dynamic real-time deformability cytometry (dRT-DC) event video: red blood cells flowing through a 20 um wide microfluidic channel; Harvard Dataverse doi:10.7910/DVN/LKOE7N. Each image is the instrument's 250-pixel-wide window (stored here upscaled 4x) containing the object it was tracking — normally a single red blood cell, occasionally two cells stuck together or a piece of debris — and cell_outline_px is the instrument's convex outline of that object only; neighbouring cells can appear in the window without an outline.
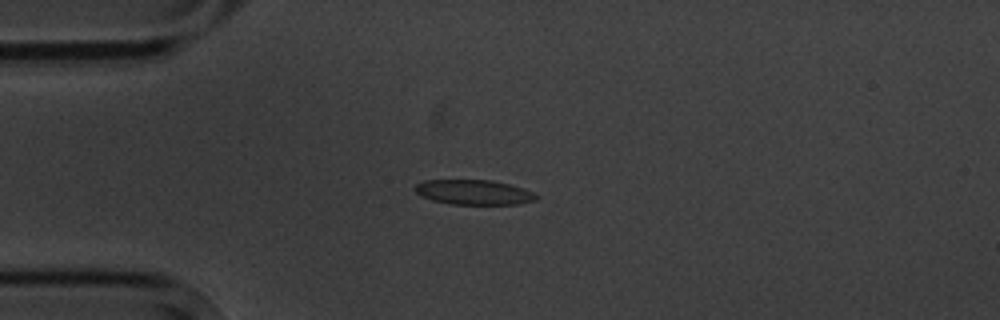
{"species": "common noctule bat (a hibernating species)", "species_latin": "Nyctalus noctula", "temperature_condition": "cold", "stored_images_in_passage": 7, "camera_frame_rate_fps": 3000, "um_per_image_px": 0.085, "animal": {"sex": "male", "body_mass_g": 20.1, "forearm_length_mm": 53.5}, "frame": {"image": 1, "passage_image": 4, "time_ms": 3.333, "image_size_px": [1000, 320], "cell_outline_px": [[536, 200], [516, 204], [452, 204], [432, 200], [420, 196], [412, 188], [416, 184], [424, 180], [492, 180], [508, 184], [532, 192], [536, 196]], "centroid_in_image_um": [40.19, 16.34], "position_along_channel_um": 44.8, "area_um2": 17.4}}
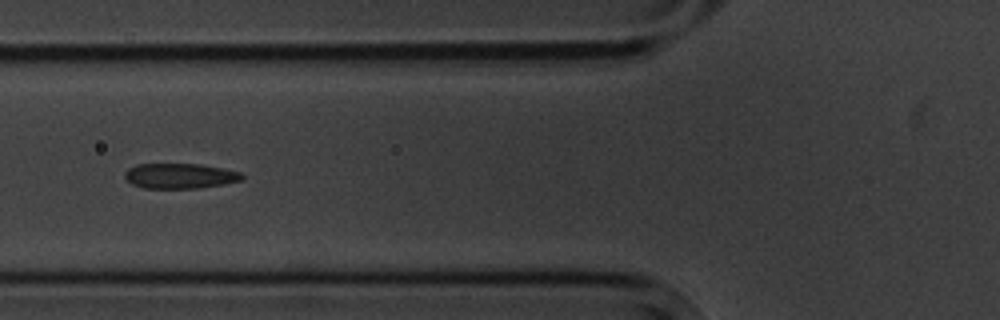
{"frame": {"image": 2, "passage_image": 6, "time_ms": 5.667, "image_size_px": [1000, 320], "cell_outline_px": [[244, 180], [224, 184], [200, 188], [144, 188], [132, 184], [124, 176], [124, 172], [128, 168], [136, 164], [200, 164], [240, 172], [244, 176]], "centroid_in_image_um": [15.29, 14.95], "position_along_channel_um": 110.5, "area_um2": 17.22}}
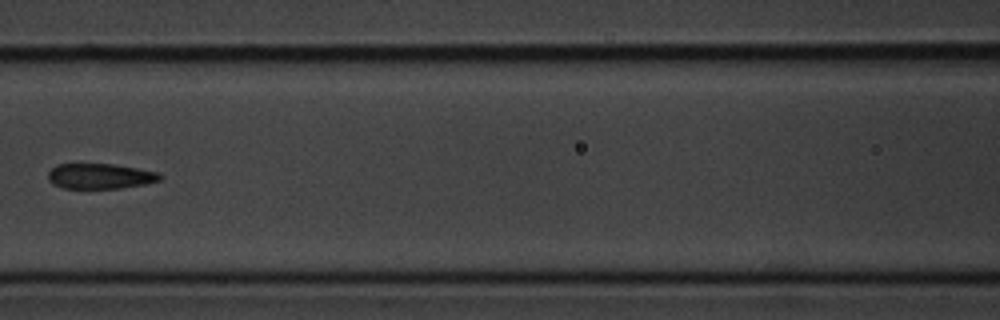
{"frame": {"image": 3, "passage_image": 7, "time_ms": 7.0, "image_size_px": [1000, 320], "cell_outline_px": [[164, 176], [160, 180], [144, 184], [120, 188], [64, 188], [52, 184], [48, 180], [48, 172], [56, 164], [112, 164], [160, 172]], "centroid_in_image_um": [8.51, 14.97], "position_along_channel_um": 158.1, "area_um2": 16.53}}